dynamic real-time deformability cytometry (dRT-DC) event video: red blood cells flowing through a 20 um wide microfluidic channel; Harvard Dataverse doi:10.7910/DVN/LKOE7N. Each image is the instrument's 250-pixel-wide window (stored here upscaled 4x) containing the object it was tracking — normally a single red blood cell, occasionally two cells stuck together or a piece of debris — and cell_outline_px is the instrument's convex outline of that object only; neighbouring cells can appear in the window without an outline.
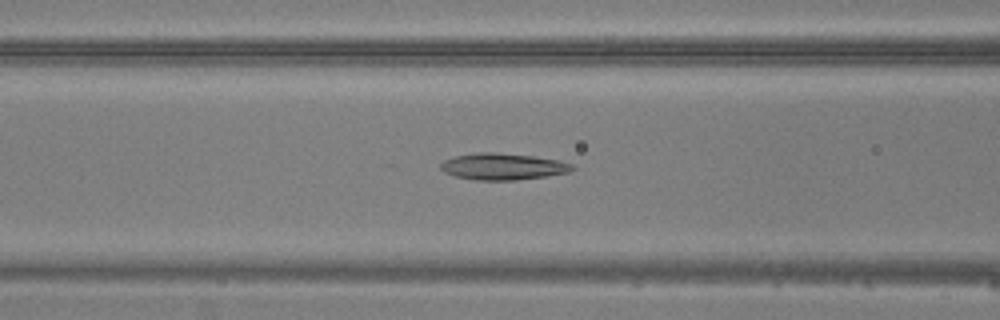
{"species": "common noctule bat (a hibernating species)", "species_latin": "Nyctalus noctula", "temperature_condition": "warm", "stored_images_in_passage": 42, "camera_frame_rate_fps": 3000, "um_per_image_px": 0.085, "animal": {"sex": "male", "body_mass_g": 20.5, "forearm_length_mm": 52.5}, "frame": {"image": 1, "passage_image": 15, "time_ms": 4.667, "image_size_px": [1000, 320], "cell_outline_px": [[576, 168], [568, 172], [544, 176], [516, 180], [476, 180], [456, 176], [444, 172], [440, 168], [440, 164], [444, 160], [456, 156], [476, 152], [496, 152], [532, 156], [556, 160], [572, 164]], "centroid_in_image_um": [42.71, 14.15], "position_along_channel_um": 123.9, "area_um2": 20.17}}
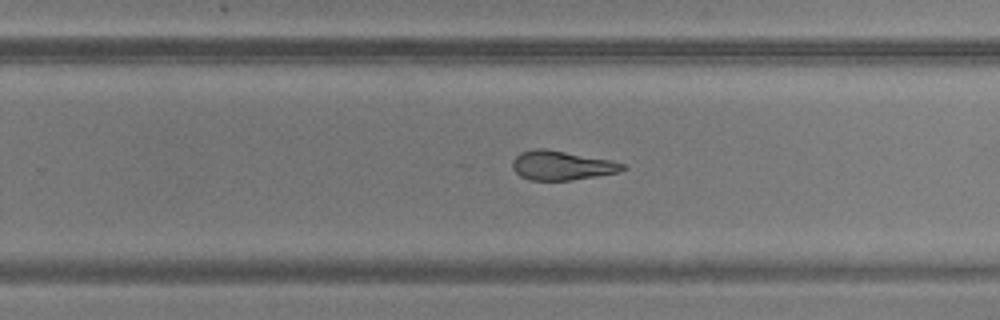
{"frame": {"image": 2, "passage_image": 26, "time_ms": 8.333, "image_size_px": [1000, 320], "cell_outline_px": [[628, 168], [620, 172], [572, 180], [528, 180], [520, 176], [512, 168], [512, 160], [520, 152], [536, 148], [544, 148], [612, 160], [624, 164]], "centroid_in_image_um": [47.74, 14.06], "position_along_channel_um": 282.1, "area_um2": 18.9}}
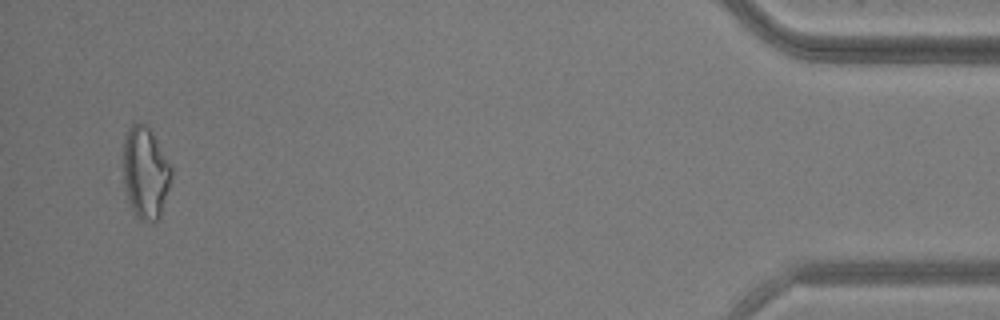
{"frame": {"image": 3, "passage_image": 41, "time_ms": 13.333, "image_size_px": [1000, 320], "cell_outline_px": [[172, 176], [160, 220], [140, 220], [136, 216], [128, 200], [124, 180], [124, 136], [128, 128], [132, 124], [144, 124], [152, 132], [172, 168]], "centroid_in_image_um": [12.37, 14.7], "position_along_channel_um": 422.8, "area_um2": 25.49}}